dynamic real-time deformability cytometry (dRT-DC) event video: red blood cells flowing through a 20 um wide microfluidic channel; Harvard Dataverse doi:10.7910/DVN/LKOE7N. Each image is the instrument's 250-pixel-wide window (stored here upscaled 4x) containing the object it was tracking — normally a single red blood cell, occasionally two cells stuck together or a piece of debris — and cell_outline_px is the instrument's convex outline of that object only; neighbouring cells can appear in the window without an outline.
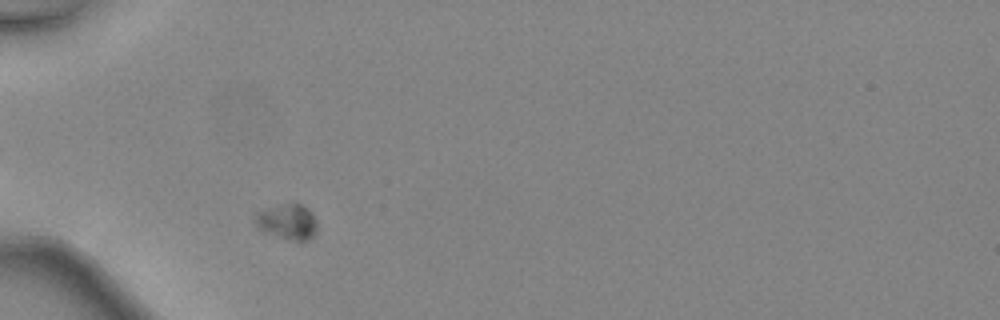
{"species": "common noctule bat (a hibernating species)", "species_latin": "Nyctalus noctula", "temperature_condition": "warm", "stored_images_in_passage": 36, "camera_frame_rate_fps": 3000, "um_per_image_px": 0.085, "animal": {"sex": "female", "body_mass_g": 24.6, "forearm_length_mm": 56.2}, "frame": {"image": 1, "passage_image": 3, "time_ms": 0.667, "image_size_px": [1000, 320], "cell_outline_px": [[316, 232], [308, 240], [296, 240], [264, 232], [256, 228], [252, 220], [256, 212], [296, 200], [304, 204], [312, 212], [316, 220]], "centroid_in_image_um": [24.41, 18.79], "position_along_channel_um": 60.6, "area_um2": 13.06}}
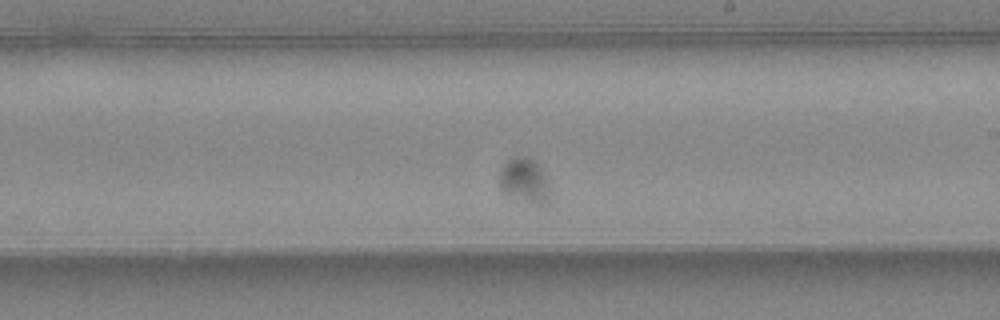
{"frame": {"image": 2, "passage_image": 17, "time_ms": 5.333, "image_size_px": [1000, 320], "cell_outline_px": [[552, 192], [548, 204], [540, 204], [504, 192], [500, 188], [500, 172], [504, 164], [512, 156], [524, 156], [532, 160], [540, 168]], "centroid_in_image_um": [44.61, 15.33], "position_along_channel_um": 244.4, "area_um2": 12.66}}
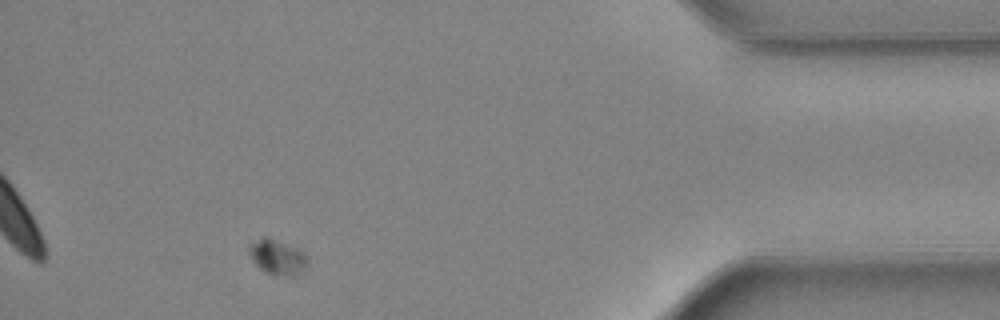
{"frame": {"image": 3, "passage_image": 32, "time_ms": 10.333, "image_size_px": [1000, 320], "cell_outline_px": [[304, 268], [296, 276], [288, 276], [268, 272], [260, 268], [252, 260], [248, 252], [248, 244], [264, 236], [268, 236], [296, 248], [304, 252]], "centroid_in_image_um": [23.5, 21.81], "position_along_channel_um": 411.7, "area_um2": 11.56}, "authors_computed_cell_mechanics": {"area_um2": 12.2536, "velocity_mm_per_s": 4.2274, "shape_relaxation_time_tau1_ms": 2.5081, "shape_relaxation_time_tau2_ms": null, "deformation_change_tau1": 0.0795, "deformation_change_tau2": null}}